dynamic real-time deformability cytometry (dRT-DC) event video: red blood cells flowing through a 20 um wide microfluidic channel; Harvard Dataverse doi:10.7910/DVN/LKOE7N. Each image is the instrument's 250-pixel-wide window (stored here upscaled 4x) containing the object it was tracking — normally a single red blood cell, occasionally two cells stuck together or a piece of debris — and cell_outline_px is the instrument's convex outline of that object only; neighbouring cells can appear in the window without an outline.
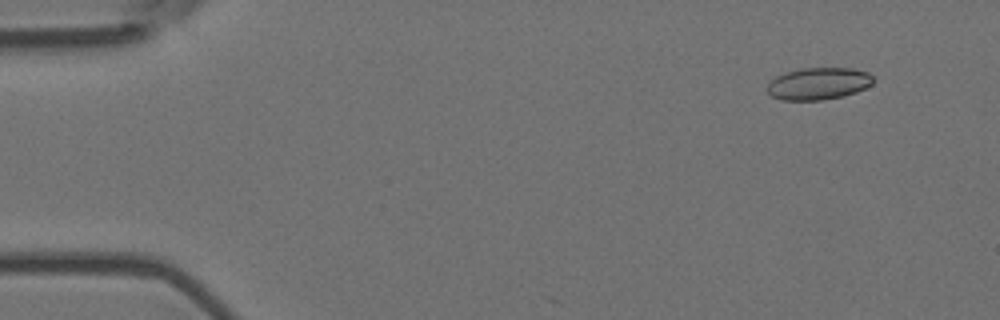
{"species": "Egyptian fruit bat (a non-hibernating species)", "species_latin": "Rousettus aegyptiacus", "temperature_condition": "room temperature", "stored_images_in_passage": 5, "camera_frame_rate_fps": 3000, "um_per_image_px": 0.085, "animal": {"sex": "female"}, "frame": {"image": 1, "passage_image": 2, "time_ms": 0.333, "image_size_px": [1000, 320], "cell_outline_px": [[876, 80], [872, 84], [856, 92], [844, 96], [820, 100], [780, 100], [772, 96], [768, 92], [768, 84], [776, 76], [800, 68], [852, 68], [868, 72]], "centroid_in_image_um": [69.6, 7.11], "position_along_channel_um": 15.4, "area_um2": 19.83}}
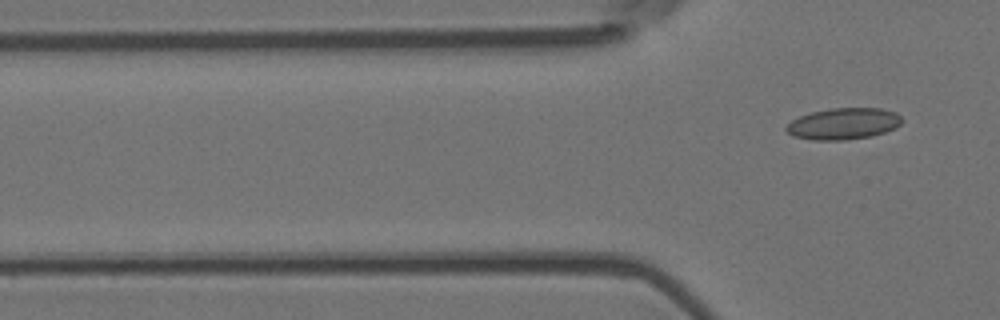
{"frame": {"image": 2, "passage_image": 5, "time_ms": 1.333, "image_size_px": [1000, 320], "cell_outline_px": [[904, 120], [896, 128], [872, 136], [848, 140], [812, 140], [792, 136], [784, 128], [792, 120], [800, 116], [812, 112], [832, 108], [880, 108], [896, 112]], "centroid_in_image_um": [71.71, 10.52], "position_along_channel_um": 54.1, "area_um2": 21.33}}